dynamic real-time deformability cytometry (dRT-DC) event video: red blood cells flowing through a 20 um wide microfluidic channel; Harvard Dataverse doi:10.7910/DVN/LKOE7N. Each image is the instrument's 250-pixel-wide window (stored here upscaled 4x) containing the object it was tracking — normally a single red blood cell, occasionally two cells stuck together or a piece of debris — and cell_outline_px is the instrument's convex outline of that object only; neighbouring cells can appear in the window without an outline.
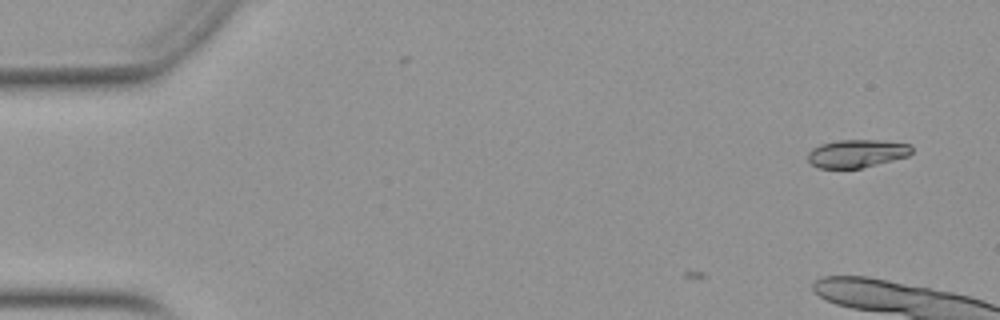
{"species": "Egyptian fruit bat (a non-hibernating species)", "species_latin": "Rousettus aegyptiacus", "temperature_condition": "warm", "stored_images_in_passage": 7, "camera_frame_rate_fps": 3000, "um_per_image_px": 0.085, "animal": {"sex": "female"}, "frame": {"image": 1, "passage_image": 7, "time_ms": 2.0, "image_size_px": [1000, 320], "cell_outline_px": [[912, 152], [908, 156], [860, 168], [820, 168], [812, 164], [808, 160], [808, 152], [812, 148], [820, 144], [836, 140], [880, 140], [912, 144]], "centroid_in_image_um": [72.83, 13.03], "position_along_channel_um": 12.2, "area_um2": 16.94}}